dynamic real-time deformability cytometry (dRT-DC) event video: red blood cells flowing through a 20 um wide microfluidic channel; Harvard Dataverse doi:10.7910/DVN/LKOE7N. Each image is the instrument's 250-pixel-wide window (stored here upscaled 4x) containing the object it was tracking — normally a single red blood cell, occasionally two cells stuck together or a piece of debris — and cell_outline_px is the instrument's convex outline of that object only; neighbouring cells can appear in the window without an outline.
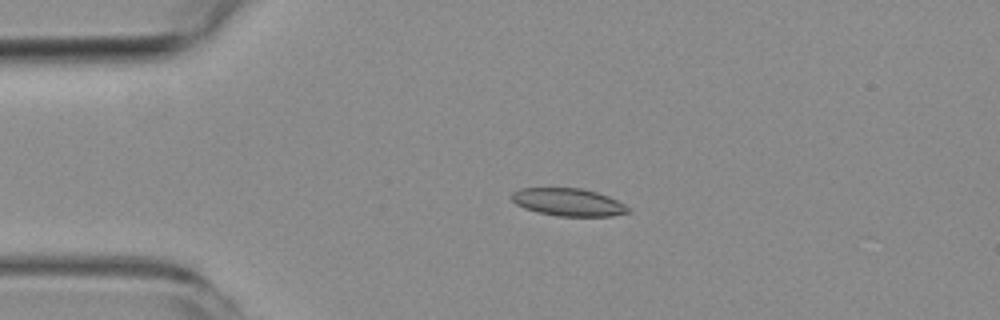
{"species": "common noctule bat (a hibernating species)", "species_latin": "Nyctalus noctula", "temperature_condition": "room temperature", "stored_images_in_passage": 5, "camera_frame_rate_fps": 3000, "um_per_image_px": 0.085, "animal": {"sex": "female", "body_mass_g": 19.3, "forearm_length_mm": 54.1}, "frame": {"image": 1, "passage_image": 3, "time_ms": 3.0, "image_size_px": [1000, 320], "cell_outline_px": [[632, 212], [612, 216], [556, 216], [524, 208], [516, 204], [512, 200], [512, 192], [520, 188], [580, 188], [596, 192], [608, 196], [632, 208]], "centroid_in_image_um": [48.34, 17.19], "position_along_channel_um": 36.7, "area_um2": 18.79}}
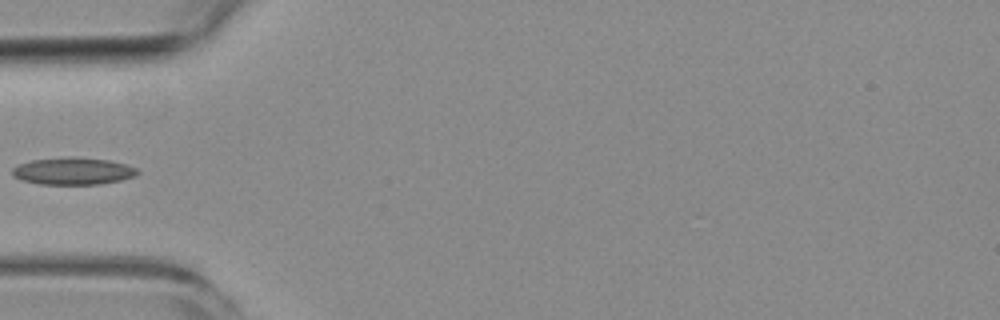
{"frame": {"image": 2, "passage_image": 4, "time_ms": 5.0, "image_size_px": [1000, 320], "cell_outline_px": [[140, 172], [136, 176], [120, 180], [100, 184], [40, 184], [24, 180], [12, 176], [12, 168], [20, 164], [32, 160], [64, 156], [68, 156], [108, 160], [124, 164], [136, 168]], "centroid_in_image_um": [6.21, 14.53], "position_along_channel_um": 78.8, "area_um2": 19.77}}
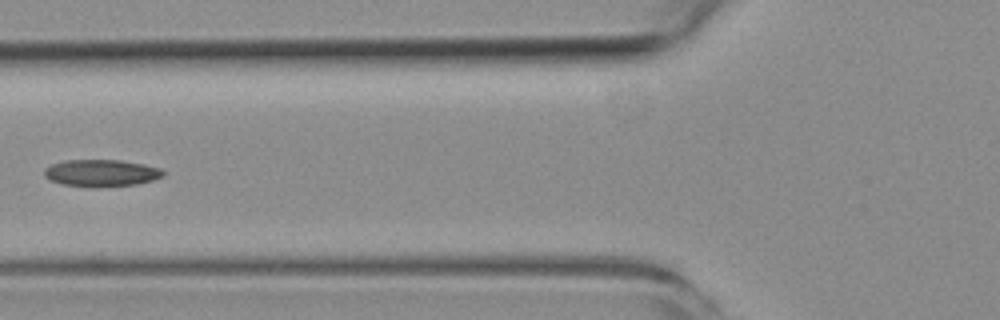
{"frame": {"image": 3, "passage_image": 5, "time_ms": 6.0, "image_size_px": [1000, 320], "cell_outline_px": [[164, 176], [152, 180], [136, 184], [96, 188], [64, 184], [52, 180], [44, 176], [44, 168], [52, 164], [64, 160], [120, 160], [144, 164], [160, 168], [164, 172]], "centroid_in_image_um": [8.61, 14.7], "position_along_channel_um": 117.2, "area_um2": 18.73}}